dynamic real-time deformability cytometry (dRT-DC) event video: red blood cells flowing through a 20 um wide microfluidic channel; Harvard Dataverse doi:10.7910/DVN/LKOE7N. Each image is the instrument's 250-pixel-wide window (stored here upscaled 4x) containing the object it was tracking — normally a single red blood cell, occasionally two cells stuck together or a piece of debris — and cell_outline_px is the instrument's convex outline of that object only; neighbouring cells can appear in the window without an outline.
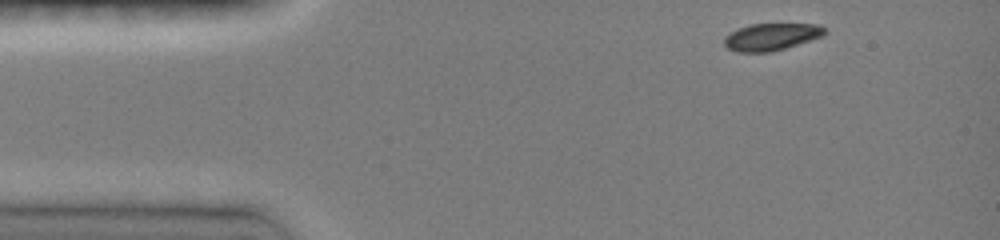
{"species": "common noctule bat (a hibernating species)", "species_latin": "Nyctalus noctula", "temperature_condition": "room temperature", "stored_images_in_passage": 22, "camera_frame_rate_fps": 3000, "um_per_image_px": 0.085, "animal": {"sex": "female", "body_mass_g": 19.0, "forearm_length_mm": 51.5}, "frame": {"image": 1, "passage_image": 1, "time_ms": 0.0, "image_size_px": [1000, 240], "cell_outline_px": [[828, 32], [824, 36], [772, 52], [736, 52], [728, 48], [724, 44], [724, 36], [748, 24], [820, 24]], "centroid_in_image_um": [65.59, 3.13], "position_along_channel_um": 19.4, "area_um2": 15.95}}
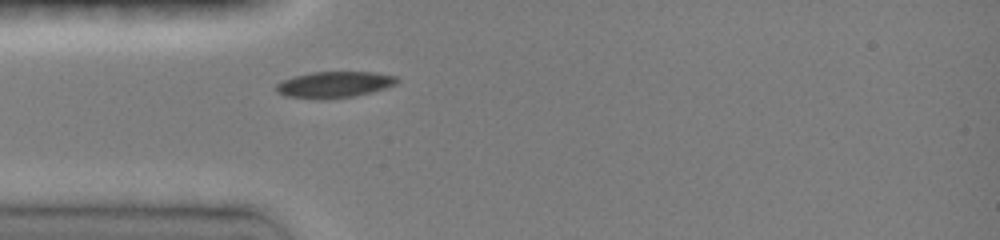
{"frame": {"image": 2, "passage_image": 14, "time_ms": 2.667, "image_size_px": [1000, 240], "cell_outline_px": [[400, 80], [396, 84], [384, 88], [352, 96], [320, 100], [284, 96], [276, 92], [276, 84], [292, 76], [312, 72], [376, 72], [396, 76]], "centroid_in_image_um": [28.37, 7.19], "position_along_channel_um": 56.6, "area_um2": 18.5}}